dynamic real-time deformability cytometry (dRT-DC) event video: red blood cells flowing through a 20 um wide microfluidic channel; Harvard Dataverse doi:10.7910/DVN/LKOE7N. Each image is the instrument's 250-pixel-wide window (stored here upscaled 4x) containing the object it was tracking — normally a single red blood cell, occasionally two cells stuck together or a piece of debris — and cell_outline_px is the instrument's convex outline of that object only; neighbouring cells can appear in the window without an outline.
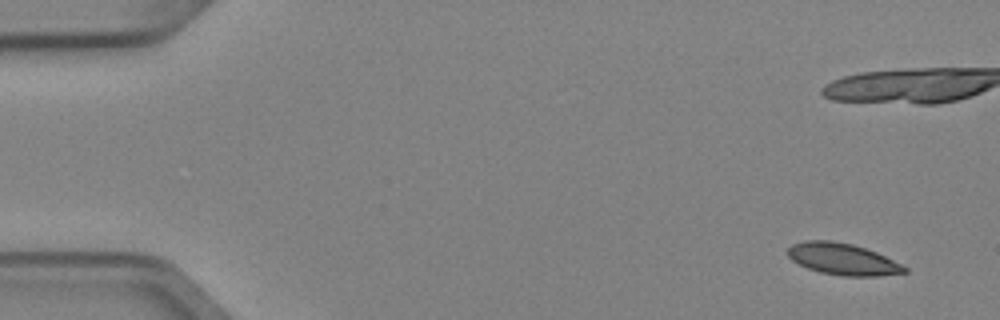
{"species": "Egyptian fruit bat (a non-hibernating species)", "species_latin": "Rousettus aegyptiacus", "temperature_condition": "cold", "stored_images_in_passage": 4, "camera_frame_rate_fps": 3000, "um_per_image_px": 0.085, "animal": {"sex": "female"}, "frame": {"image": 1, "passage_image": 1, "time_ms": 0.0, "image_size_px": [1000, 320], "cell_outline_px": [[908, 272], [880, 276], [844, 276], [820, 272], [808, 268], [792, 260], [788, 256], [788, 248], [792, 244], [804, 240], [832, 240], [852, 244], [876, 252], [908, 268]], "centroid_in_image_um": [71.62, 22.02], "position_along_channel_um": 13.4, "area_um2": 21.39}}